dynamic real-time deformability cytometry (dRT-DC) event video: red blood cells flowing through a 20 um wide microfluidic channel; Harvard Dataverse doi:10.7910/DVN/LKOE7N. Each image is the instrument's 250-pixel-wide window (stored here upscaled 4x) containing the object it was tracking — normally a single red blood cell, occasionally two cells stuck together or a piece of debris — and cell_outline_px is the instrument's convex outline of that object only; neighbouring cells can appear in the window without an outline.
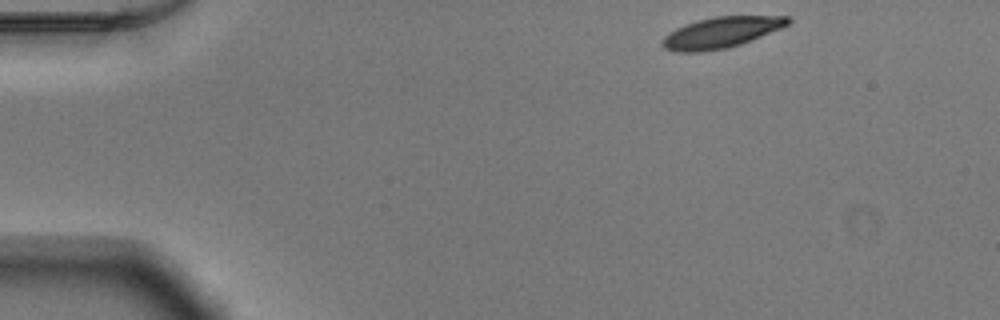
{"species": "Egyptian fruit bat (a non-hibernating species)", "species_latin": "Rousettus aegyptiacus", "temperature_condition": "warm", "stored_images_in_passage": 46, "camera_frame_rate_fps": 3000, "um_per_image_px": 0.085, "animal": {"sex": "male"}, "frame": {"image": 1, "passage_image": 1, "time_ms": 0.0, "image_size_px": [1000, 320], "cell_outline_px": [[792, 20], [788, 24], [780, 28], [740, 44], [724, 48], [700, 52], [676, 52], [664, 48], [664, 36], [668, 32], [676, 28], [696, 20], [716, 16], [788, 16]], "centroid_in_image_um": [61.28, 2.75], "position_along_channel_um": 23.7, "area_um2": 22.25}}
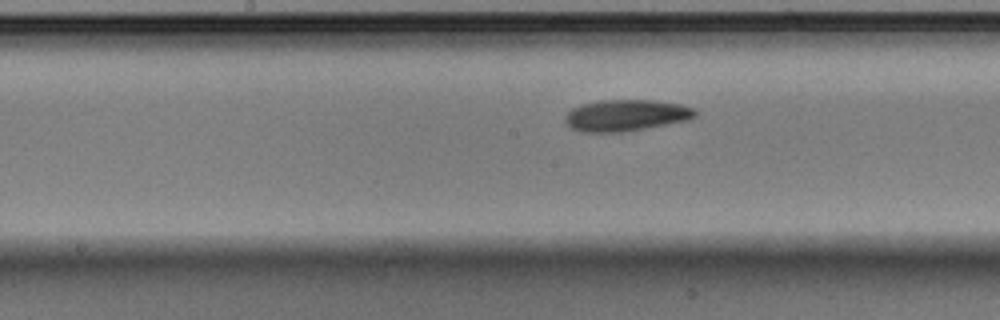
{"frame": {"image": 2, "passage_image": 21, "time_ms": 6.667, "image_size_px": [1000, 320], "cell_outline_px": [[696, 116], [688, 120], [624, 132], [580, 132], [572, 128], [564, 120], [568, 112], [572, 108], [580, 104], [600, 100], [652, 100], [680, 104], [692, 108], [696, 112]], "centroid_in_image_um": [53.18, 9.8], "position_along_channel_um": 195.0, "area_um2": 23.76}}
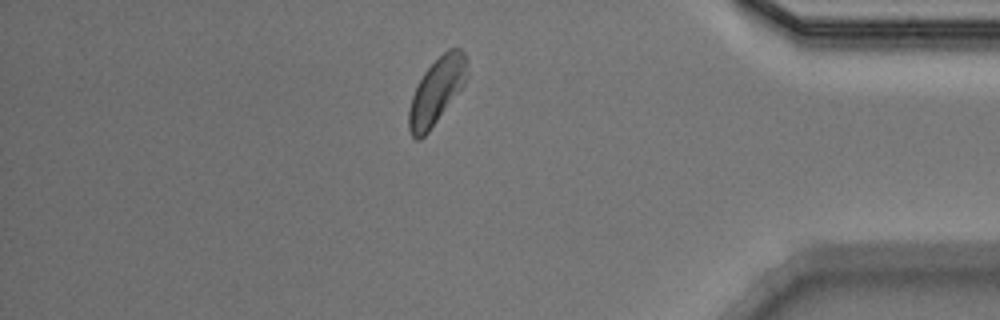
{"frame": {"image": 3, "passage_image": 39, "time_ms": 12.667, "image_size_px": [1000, 320], "cell_outline_px": [[468, 76], [464, 84], [428, 132], [420, 140], [416, 140], [412, 136], [408, 128], [408, 112], [412, 96], [424, 72], [448, 48], [460, 48], [464, 52], [468, 60]], "centroid_in_image_um": [37.13, 7.72], "position_along_channel_um": 398.1, "area_um2": 22.2}, "authors_computed_cell_mechanics": {"area_um2": 22.8888, "velocity_mm_per_s": 3.8744, "shape_relaxation_time_tau1_ms": 1.7849, "shape_relaxation_time_tau2_ms": null, "deformation_change_tau1": 0.1254, "deformation_change_tau2": null}}